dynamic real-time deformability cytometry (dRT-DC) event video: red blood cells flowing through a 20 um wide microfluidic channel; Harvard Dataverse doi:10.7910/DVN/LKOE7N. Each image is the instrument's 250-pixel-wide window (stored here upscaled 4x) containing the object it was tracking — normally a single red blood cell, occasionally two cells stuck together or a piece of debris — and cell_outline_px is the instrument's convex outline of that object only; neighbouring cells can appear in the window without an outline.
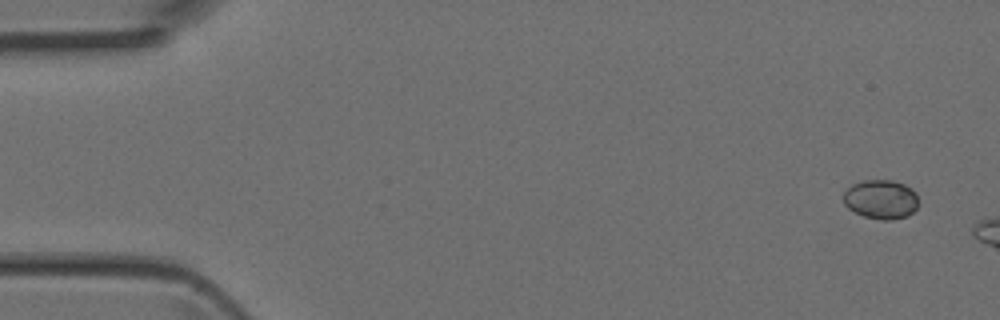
{"species": "Egyptian fruit bat (a non-hibernating species)", "species_latin": "Rousettus aegyptiacus", "temperature_condition": "room temperature", "stored_images_in_passage": 3, "camera_frame_rate_fps": 3000, "um_per_image_px": 0.085, "animal": {"sex": "female"}, "frame": {"image": 1, "passage_image": 1, "time_ms": 0.0, "image_size_px": [1000, 320], "cell_outline_px": [[916, 208], [908, 216], [892, 220], [880, 220], [864, 216], [848, 208], [844, 204], [840, 196], [852, 184], [864, 180], [892, 180], [904, 184], [912, 188], [916, 192]], "centroid_in_image_um": [74.84, 16.94], "position_along_channel_um": 10.2, "area_um2": 17.28}}